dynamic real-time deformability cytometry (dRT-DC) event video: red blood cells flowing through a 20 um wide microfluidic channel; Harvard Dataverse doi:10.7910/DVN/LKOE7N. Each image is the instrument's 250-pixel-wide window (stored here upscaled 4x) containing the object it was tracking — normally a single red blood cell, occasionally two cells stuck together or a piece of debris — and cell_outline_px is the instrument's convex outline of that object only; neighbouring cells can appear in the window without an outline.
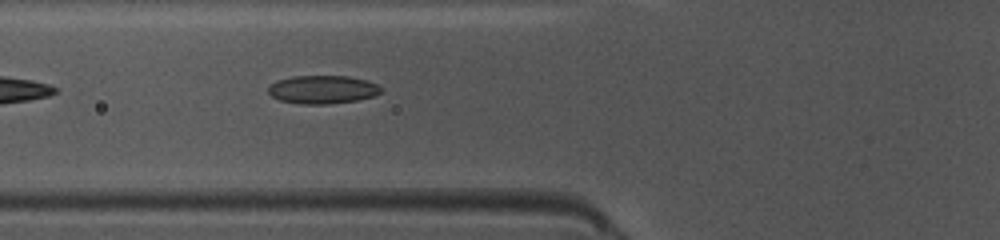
{"species": "common noctule bat (a hibernating species)", "species_latin": "Nyctalus noctula", "temperature_condition": "warm", "stored_images_in_passage": 35, "camera_frame_rate_fps": 3000, "um_per_image_px": 0.085, "animal": {"sex": "female", "body_mass_g": 10.0, "forearm_length_mm": 53.1}, "frame": {"image": 1, "passage_image": 5, "time_ms": 1.333, "image_size_px": [1000, 240], "cell_outline_px": [[384, 88], [380, 92], [372, 96], [356, 100], [328, 104], [300, 104], [280, 100], [272, 96], [268, 92], [268, 88], [276, 80], [292, 76], [348, 76], [368, 80]], "centroid_in_image_um": [27.42, 7.6], "position_along_channel_um": 98.4, "area_um2": 18.55}}
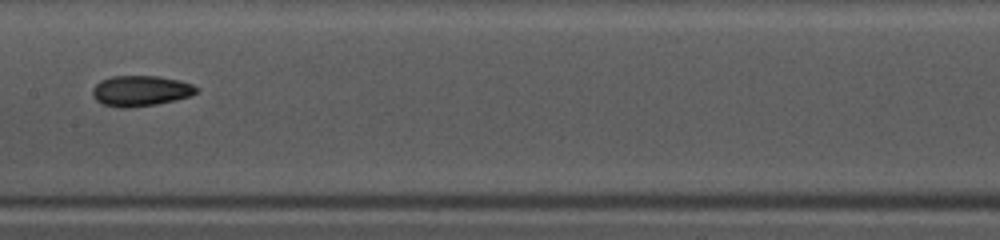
{"frame": {"image": 2, "passage_image": 12, "time_ms": 3.667, "image_size_px": [1000, 240], "cell_outline_px": [[200, 88], [192, 96], [176, 100], [156, 104], [128, 108], [120, 108], [104, 104], [96, 100], [92, 96], [92, 88], [100, 80], [112, 76], [156, 76], [180, 80], [192, 84]], "centroid_in_image_um": [11.96, 7.72], "position_along_channel_um": 195.4, "area_um2": 18.67}}
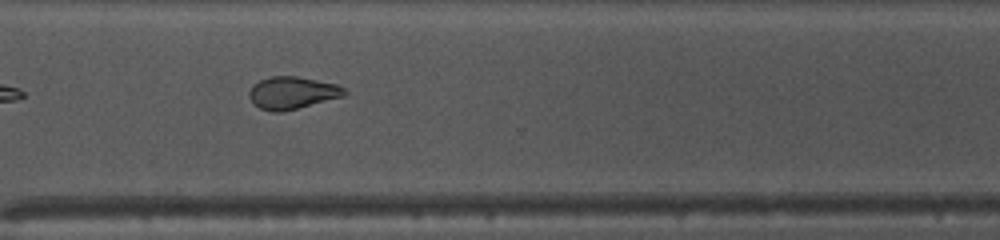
{"frame": {"image": 3, "passage_image": 23, "time_ms": 7.333, "image_size_px": [1000, 240], "cell_outline_px": [[348, 92], [344, 96], [280, 112], [272, 112], [260, 108], [248, 96], [248, 92], [260, 80], [272, 76], [296, 76], [336, 84], [344, 88]], "centroid_in_image_um": [24.85, 7.88], "position_along_channel_um": 345.7, "area_um2": 17.57}, "authors_computed_cell_mechanics": {"area_um2": 18.6116, "velocity_mm_per_s": 4.114, "shape_relaxation_time_tau1_ms": 8.1641, "shape_relaxation_time_tau2_ms": 2.5658, "deformation_change_tau1": 0.1553, "deformation_change_tau2": 0.0806}}